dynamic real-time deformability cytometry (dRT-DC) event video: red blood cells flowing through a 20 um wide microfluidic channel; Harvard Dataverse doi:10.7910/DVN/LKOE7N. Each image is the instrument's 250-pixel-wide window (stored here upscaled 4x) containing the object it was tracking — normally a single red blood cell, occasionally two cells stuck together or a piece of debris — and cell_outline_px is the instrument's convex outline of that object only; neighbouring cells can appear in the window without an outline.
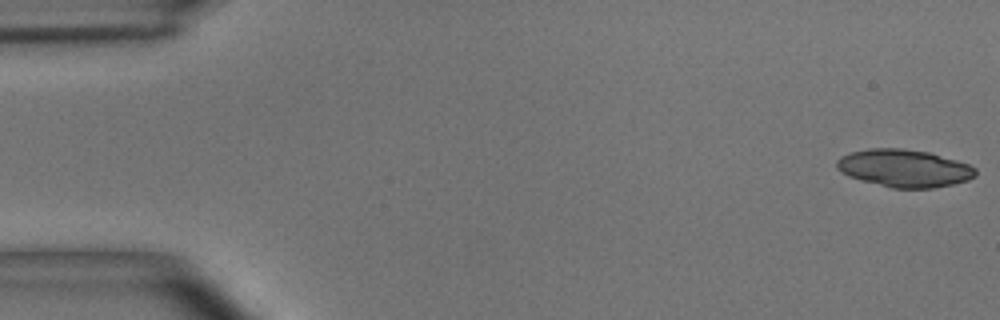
{"species": "common noctule bat (a hibernating species)", "species_latin": "Nyctalus noctula", "temperature_condition": "room temperature", "stored_images_in_passage": 19, "camera_frame_rate_fps": 3000, "um_per_image_px": 0.085, "animal": {"sex": "male", "body_mass_g": 15.6}, "frame": {"image": 1, "passage_image": 1, "time_ms": 0.0, "image_size_px": [1000, 320], "cell_outline_px": [[976, 176], [968, 180], [952, 184], [932, 188], [892, 188], [860, 180], [848, 176], [840, 172], [836, 168], [836, 160], [840, 156], [852, 152], [868, 148], [904, 148], [928, 152], [956, 160], [968, 164], [976, 168]], "centroid_in_image_um": [76.83, 14.3], "position_along_channel_um": 8.2, "area_um2": 30.52}}